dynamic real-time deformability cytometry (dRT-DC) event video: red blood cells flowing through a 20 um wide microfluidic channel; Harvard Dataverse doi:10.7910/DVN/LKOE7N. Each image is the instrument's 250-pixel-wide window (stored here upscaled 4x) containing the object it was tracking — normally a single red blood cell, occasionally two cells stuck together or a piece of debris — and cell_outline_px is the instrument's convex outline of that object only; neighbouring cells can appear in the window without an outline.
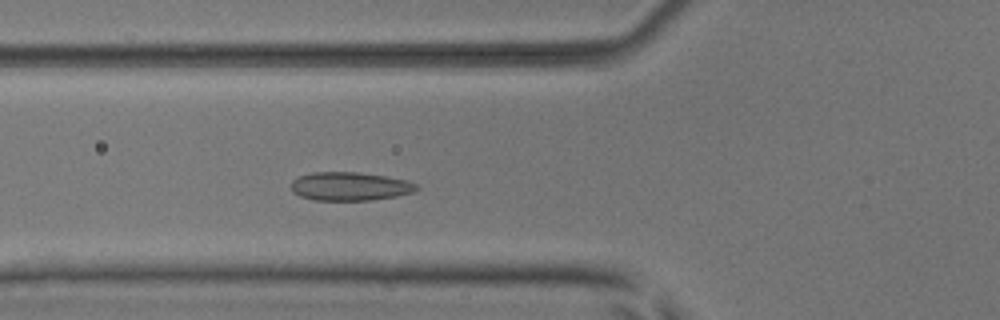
{"species": "common noctule bat (a hibernating species)", "species_latin": "Nyctalus noctula", "temperature_condition": "room temperature", "stored_images_in_passage": 4, "camera_frame_rate_fps": 3000, "um_per_image_px": 0.085, "animal": {"sex": "male", "body_mass_g": 17.9, "forearm_length_mm": 54.2}, "frame": {"image": 1, "passage_image": 4, "time_ms": 1.0, "image_size_px": [1000, 320], "cell_outline_px": [[420, 188], [416, 192], [396, 196], [368, 200], [316, 200], [300, 196], [292, 192], [292, 180], [300, 176], [312, 172], [360, 172], [408, 180], [416, 184]], "centroid_in_image_um": [29.77, 15.83], "position_along_channel_um": 96.0, "area_um2": 20.87}}